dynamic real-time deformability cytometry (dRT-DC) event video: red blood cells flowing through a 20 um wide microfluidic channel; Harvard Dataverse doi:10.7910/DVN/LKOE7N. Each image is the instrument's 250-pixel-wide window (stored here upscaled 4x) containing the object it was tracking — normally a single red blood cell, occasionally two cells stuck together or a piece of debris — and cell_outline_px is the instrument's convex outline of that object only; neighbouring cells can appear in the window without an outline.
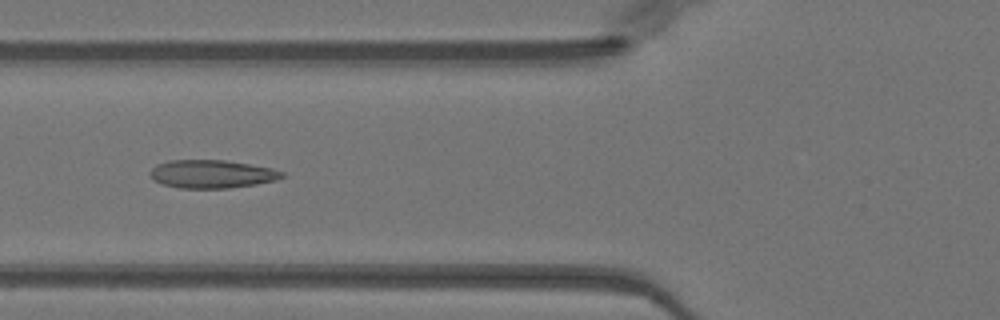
{"species": "Egyptian fruit bat (a non-hibernating species)", "species_latin": "Rousettus aegyptiacus", "temperature_condition": "warm", "stored_images_in_passage": 37, "camera_frame_rate_fps": 3000, "um_per_image_px": 0.085, "animal": {"sex": "female"}, "frame": {"image": 1, "passage_image": 7, "time_ms": 2.0, "image_size_px": [1000, 320], "cell_outline_px": [[284, 176], [276, 180], [256, 184], [228, 188], [180, 188], [164, 184], [152, 180], [148, 176], [148, 172], [156, 164], [168, 160], [224, 160], [272, 168], [284, 172]], "centroid_in_image_um": [17.96, 14.79], "position_along_channel_um": 107.8, "area_um2": 21.73}}
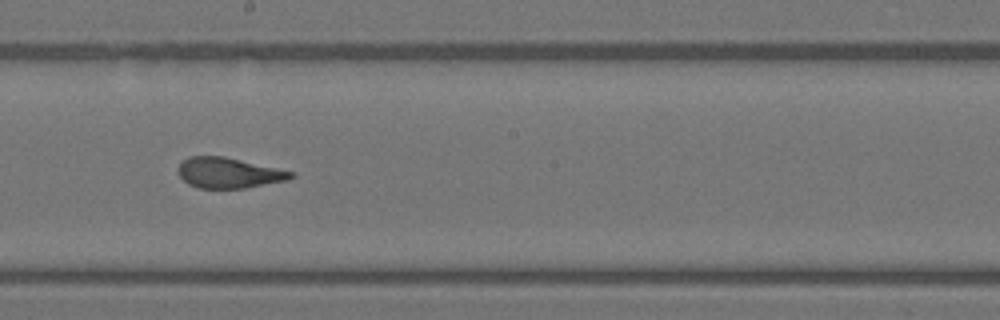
{"frame": {"image": 2, "passage_image": 16, "time_ms": 5.0, "image_size_px": [1000, 320], "cell_outline_px": [[296, 176], [288, 180], [244, 188], [200, 188], [188, 184], [180, 176], [176, 168], [188, 156], [224, 156], [296, 172]], "centroid_in_image_um": [19.46, 14.69], "position_along_channel_um": 228.7, "area_um2": 20.11}}
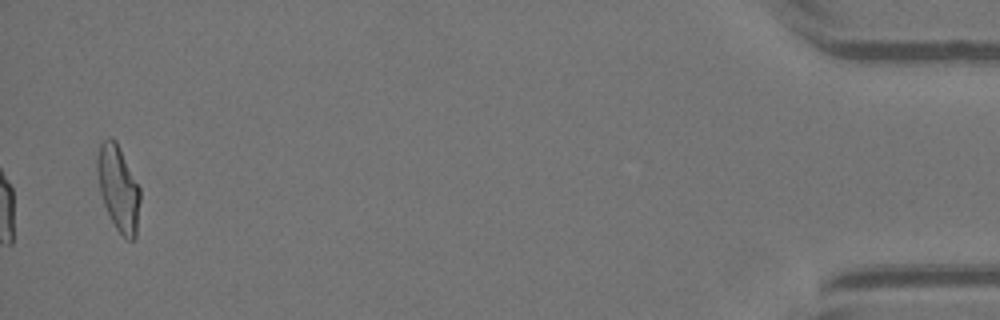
{"frame": {"image": 3, "passage_image": 37, "time_ms": 12.0, "image_size_px": [1000, 320], "cell_outline_px": [[140, 200], [136, 236], [132, 240], [128, 240], [116, 228], [104, 204], [100, 192], [96, 172], [96, 156], [100, 144], [108, 136], [112, 136], [116, 140], [140, 188]], "centroid_in_image_um": [10.04, 15.94], "position_along_channel_um": 425.2, "area_um2": 21.33}, "authors_computed_cell_mechanics": {"area_um2": 21.5594, "velocity_mm_per_s": 4.0199, "shape_relaxation_time_tau1_ms": null, "shape_relaxation_time_tau2_ms": 1.0855, "deformation_change_tau1": null, "deformation_change_tau2": 0.0889}}